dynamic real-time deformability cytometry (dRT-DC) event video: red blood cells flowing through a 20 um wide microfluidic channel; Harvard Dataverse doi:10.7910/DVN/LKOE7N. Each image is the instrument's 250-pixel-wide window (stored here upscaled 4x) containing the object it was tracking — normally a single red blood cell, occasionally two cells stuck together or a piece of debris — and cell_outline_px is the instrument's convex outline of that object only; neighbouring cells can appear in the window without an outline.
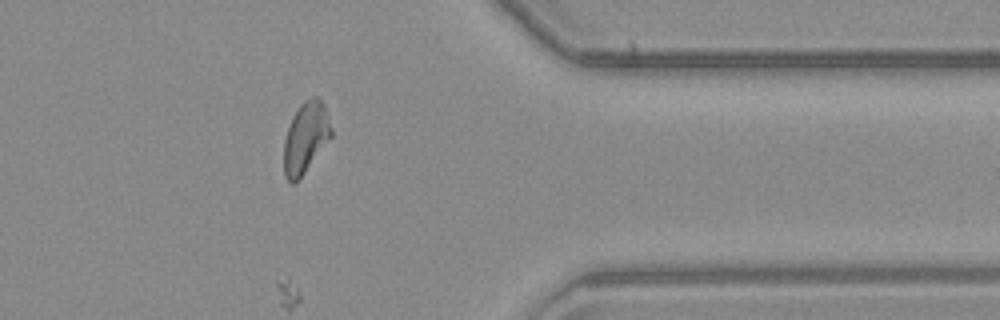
{"species": "common noctule bat (a hibernating species)", "species_latin": "Nyctalus noctula", "temperature_condition": "warm", "stored_images_in_passage": 52, "camera_frame_rate_fps": 3000, "um_per_image_px": 0.085, "animal": {"sex": "male", "body_mass_g": 23.1, "forearm_length_mm": 52.7}, "frame": {"image": 1, "passage_image": 44, "time_ms": 14.333, "image_size_px": [1000, 320], "cell_outline_px": [[332, 136], [296, 184], [292, 184], [284, 176], [284, 140], [292, 116], [300, 104], [304, 100], [312, 96], [320, 96], [324, 104], [332, 128]], "centroid_in_image_um": [25.98, 11.69], "position_along_channel_um": 385.4, "area_um2": 19.83}}